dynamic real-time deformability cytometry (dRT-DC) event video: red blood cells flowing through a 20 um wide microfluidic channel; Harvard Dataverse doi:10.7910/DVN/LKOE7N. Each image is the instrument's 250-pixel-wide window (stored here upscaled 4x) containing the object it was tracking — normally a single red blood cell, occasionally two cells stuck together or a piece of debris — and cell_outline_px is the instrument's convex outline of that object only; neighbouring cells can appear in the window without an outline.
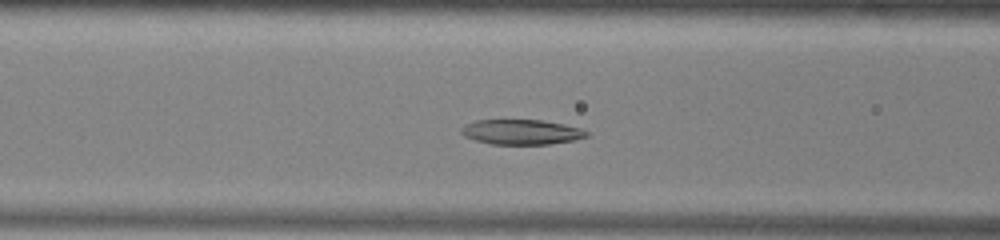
{"species": "common noctule bat (a hibernating species)", "species_latin": "Nyctalus noctula", "temperature_condition": "warm", "stored_images_in_passage": 44, "camera_frame_rate_fps": 3000, "um_per_image_px": 0.085, "animal": {"sex": "male", "body_mass_g": 13.0, "forearm_length_mm": 53.1}, "frame": {"image": 1, "passage_image": 12, "time_ms": 3.667, "image_size_px": [1000, 240], "cell_outline_px": [[588, 136], [576, 140], [548, 144], [492, 144], [476, 140], [464, 136], [460, 132], [460, 128], [476, 120], [540, 120], [564, 124], [580, 128], [588, 132]], "centroid_in_image_um": [44.33, 11.22], "position_along_channel_um": 122.3, "area_um2": 18.15}}
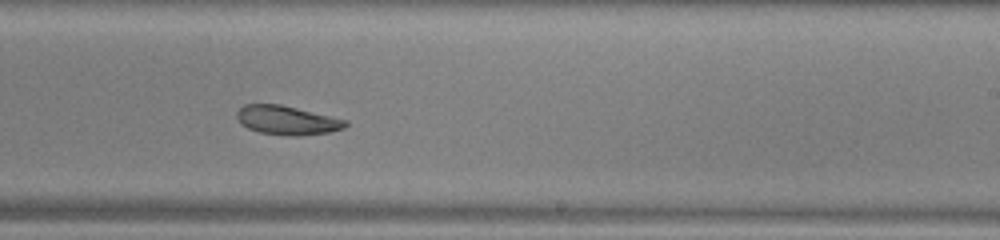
{"frame": {"image": 2, "passage_image": 23, "time_ms": 7.333, "image_size_px": [1000, 240], "cell_outline_px": [[348, 124], [344, 128], [328, 132], [300, 136], [292, 136], [260, 132], [248, 128], [240, 124], [236, 116], [236, 112], [244, 104], [280, 104], [348, 120]], "centroid_in_image_um": [24.39, 10.22], "position_along_channel_um": 264.6, "area_um2": 18.32}}
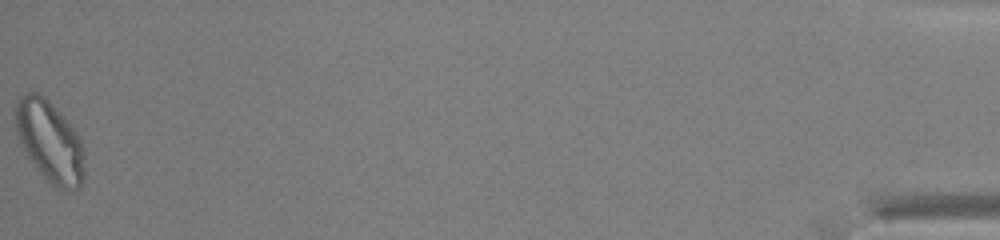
{"frame": {"image": 3, "passage_image": 44, "time_ms": 14.333, "image_size_px": [1000, 240], "cell_outline_px": [[84, 180], [80, 188], [72, 192], [64, 192], [52, 184], [36, 168], [20, 144], [16, 136], [16, 100], [20, 96], [28, 92], [36, 92], [44, 96], [48, 100], [80, 136], [84, 148]], "centroid_in_image_um": [4.26, 12.06], "position_along_channel_um": 430.9, "area_um2": 32.89}, "authors_computed_cell_mechanics": {"area_um2": 20.3167, "velocity_mm_per_s": 3.8918, "shape_relaxation_time_tau1_ms": 8.4643, "shape_relaxation_time_tau2_ms": null, "deformation_change_tau1": 0.1919, "deformation_change_tau2": null}}